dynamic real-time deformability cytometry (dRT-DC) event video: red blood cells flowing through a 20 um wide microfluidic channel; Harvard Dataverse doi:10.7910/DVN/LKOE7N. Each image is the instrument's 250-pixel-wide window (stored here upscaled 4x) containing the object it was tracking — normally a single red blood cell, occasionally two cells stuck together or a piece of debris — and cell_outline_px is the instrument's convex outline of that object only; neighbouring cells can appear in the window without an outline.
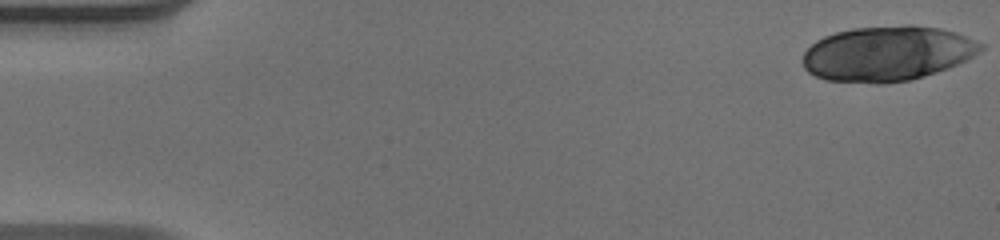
{"species": "human", "species_latin": "Homo sapiens", "temperature_condition": "warm", "stored_images_in_passage": 51, "camera_frame_rate_fps": 3000, "um_per_image_px": 0.085, "donor": {"sex": "male"}, "frame": {"image": 1, "passage_image": 1, "time_ms": 0.0, "image_size_px": [1000, 240], "cell_outline_px": [[984, 48], [980, 52], [948, 68], [924, 76], [908, 80], [884, 84], [876, 84], [828, 80], [816, 76], [808, 72], [804, 68], [804, 52], [816, 40], [824, 36], [836, 32], [852, 28], [904, 24], [912, 24], [940, 28], [956, 32], [984, 44]], "centroid_in_image_um": [75.43, 4.54], "position_along_channel_um": 9.6, "area_um2": 57.22}}
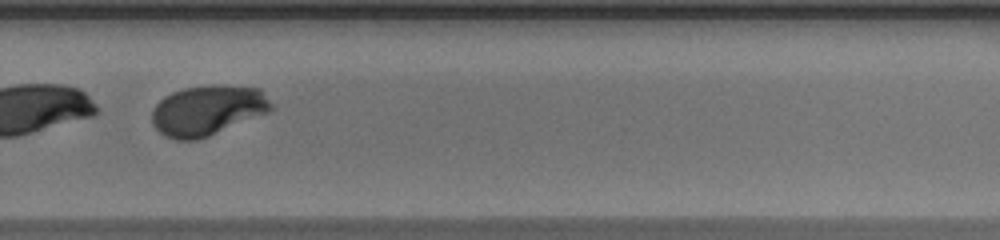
{"frame": {"image": 2, "passage_image": 36, "time_ms": 11.667, "image_size_px": [1000, 240], "cell_outline_px": [[272, 108], [268, 112], [208, 136], [196, 140], [176, 140], [164, 136], [152, 124], [152, 108], [164, 96], [172, 92], [184, 88], [212, 84], [220, 84], [260, 88], [272, 104]], "centroid_in_image_um": [17.61, 9.36], "position_along_channel_um": 312.2, "area_um2": 34.85}}